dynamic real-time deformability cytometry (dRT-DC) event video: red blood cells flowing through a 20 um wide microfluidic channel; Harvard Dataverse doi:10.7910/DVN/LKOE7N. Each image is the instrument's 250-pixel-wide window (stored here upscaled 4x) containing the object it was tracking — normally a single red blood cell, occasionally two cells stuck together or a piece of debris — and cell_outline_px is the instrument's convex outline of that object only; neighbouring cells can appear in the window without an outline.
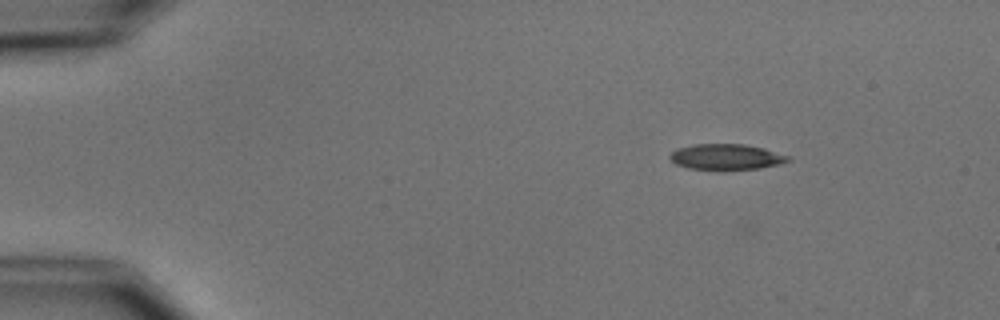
{"species": "common noctule bat (a hibernating species)", "species_latin": "Nyctalus noctula", "temperature_condition": "cold", "stored_images_in_passage": 6, "camera_frame_rate_fps": 3000, "um_per_image_px": 0.085, "animal": {"sex": "male", "body_mass_g": 15.6}, "frame": {"image": 1, "passage_image": 1, "time_ms": 0.0, "image_size_px": [1000, 320], "cell_outline_px": [[792, 160], [780, 164], [760, 168], [724, 172], [720, 172], [688, 168], [676, 164], [668, 156], [676, 148], [696, 144], [744, 144], [764, 148], [792, 156]], "centroid_in_image_um": [61.76, 13.37], "position_along_channel_um": 23.2, "area_um2": 18.5}}
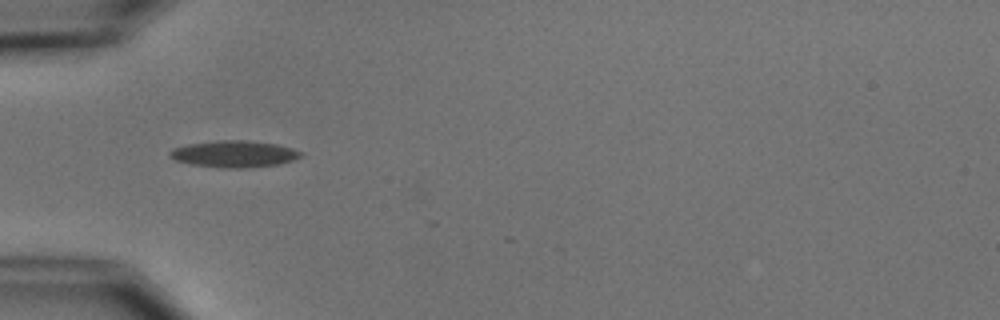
{"frame": {"image": 2, "passage_image": 4, "time_ms": 3.333, "image_size_px": [1000, 320], "cell_outline_px": [[304, 156], [292, 160], [276, 164], [244, 168], [220, 168], [192, 164], [176, 160], [168, 156], [168, 152], [172, 148], [188, 144], [220, 140], [244, 140], [276, 144], [292, 148], [304, 152]], "centroid_in_image_um": [19.9, 13.08], "position_along_channel_um": 65.1, "area_um2": 20.35}}